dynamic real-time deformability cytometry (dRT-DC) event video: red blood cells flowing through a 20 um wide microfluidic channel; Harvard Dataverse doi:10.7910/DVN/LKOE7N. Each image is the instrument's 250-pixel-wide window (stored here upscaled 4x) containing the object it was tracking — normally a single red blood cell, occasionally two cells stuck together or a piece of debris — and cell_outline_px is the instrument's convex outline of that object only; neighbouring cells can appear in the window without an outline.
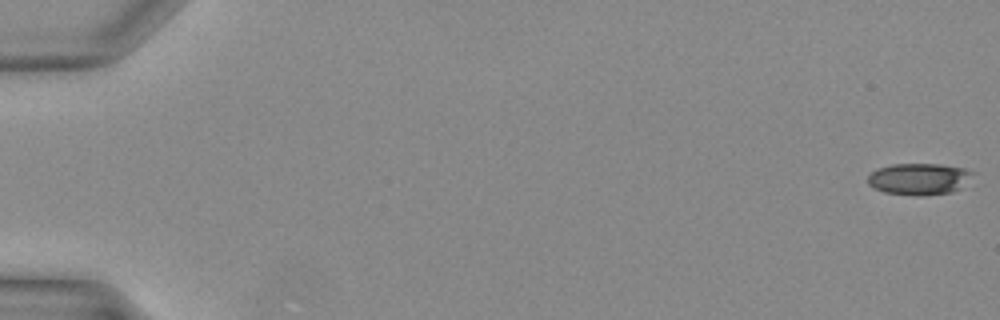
{"species": "Egyptian fruit bat (a non-hibernating species)", "species_latin": "Rousettus aegyptiacus", "temperature_condition": "warm", "stored_images_in_passage": 11, "camera_frame_rate_fps": 3000, "um_per_image_px": 0.085, "animal": {"sex": "female"}, "frame": {"image": 1, "passage_image": 1, "time_ms": 0.0, "image_size_px": [1000, 320], "cell_outline_px": [[976, 172], [960, 188], [952, 192], [924, 196], [916, 196], [884, 192], [868, 184], [868, 176], [876, 168], [892, 164], [940, 164], [964, 168]], "centroid_in_image_um": [78.13, 15.21], "position_along_channel_um": 6.9, "area_um2": 19.42}}